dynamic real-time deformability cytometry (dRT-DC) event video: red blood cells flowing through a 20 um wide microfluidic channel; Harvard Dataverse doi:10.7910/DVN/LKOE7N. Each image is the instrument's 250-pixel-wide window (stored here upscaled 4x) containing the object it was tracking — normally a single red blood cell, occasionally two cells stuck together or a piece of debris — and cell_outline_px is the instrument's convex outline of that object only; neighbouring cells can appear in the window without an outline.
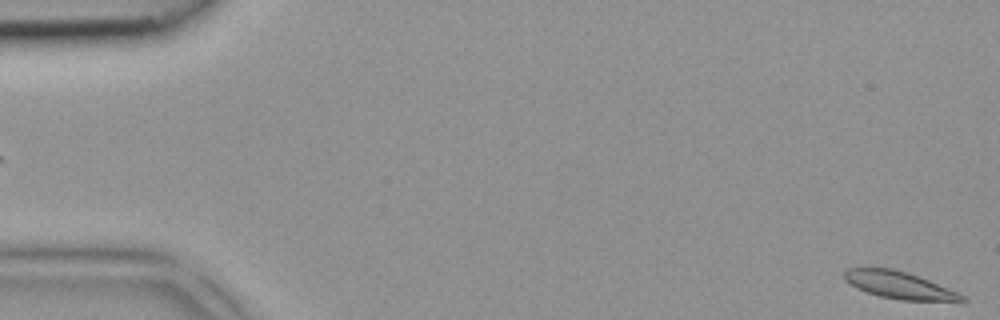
{"species": "common noctule bat (a hibernating species)", "species_latin": "Nyctalus noctula", "temperature_condition": "room temperature", "stored_images_in_passage": 5, "segment_of_instrument_passage": [2, 2], "camera_frame_rate_fps": 3000, "um_per_image_px": 0.085, "animal": {"sex": "female", "body_mass_g": 18.4}, "frame": {"image": 1, "passage_image": 5, "time_ms": 1.333, "image_size_px": [1000, 320], "cell_outline_px": [[968, 300], [964, 304], [900, 300], [880, 296], [856, 288], [844, 280], [844, 272], [848, 268], [892, 268], [908, 272], [920, 276], [956, 292], [964, 296]], "centroid_in_image_um": [76.56, 24.28], "position_along_channel_um": 8.4, "area_um2": 19.25}}